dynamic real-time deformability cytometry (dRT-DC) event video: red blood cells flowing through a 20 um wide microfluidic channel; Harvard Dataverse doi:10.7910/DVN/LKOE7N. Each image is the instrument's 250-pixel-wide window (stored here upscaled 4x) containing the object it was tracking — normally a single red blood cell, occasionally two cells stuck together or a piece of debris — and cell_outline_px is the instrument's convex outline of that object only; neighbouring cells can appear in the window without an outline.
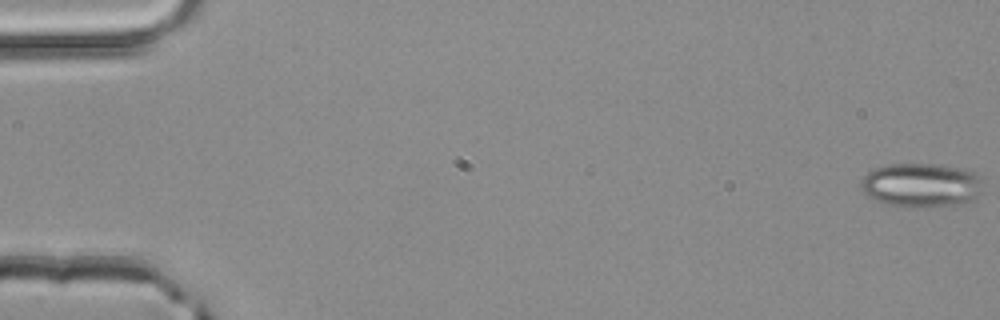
{"species": "common noctule bat (a hibernating species)", "species_latin": "Nyctalus noctula", "temperature_condition": "room temperature", "stored_images_in_passage": 5, "camera_frame_rate_fps": 3000, "um_per_image_px": 0.085, "animal": {"sex": "male", "body_mass_g": 20.4}, "frame": {"image": 1, "passage_image": 1, "time_ms": 0.0, "image_size_px": [1000, 320], "cell_outline_px": [[984, 192], [980, 196], [964, 204], [936, 208], [912, 208], [884, 204], [872, 200], [860, 188], [860, 184], [864, 176], [868, 172], [876, 168], [888, 164], [936, 164], [964, 168], [976, 172], [980, 176]], "centroid_in_image_um": [78.36, 15.77], "position_along_channel_um": 6.6, "area_um2": 32.48}}